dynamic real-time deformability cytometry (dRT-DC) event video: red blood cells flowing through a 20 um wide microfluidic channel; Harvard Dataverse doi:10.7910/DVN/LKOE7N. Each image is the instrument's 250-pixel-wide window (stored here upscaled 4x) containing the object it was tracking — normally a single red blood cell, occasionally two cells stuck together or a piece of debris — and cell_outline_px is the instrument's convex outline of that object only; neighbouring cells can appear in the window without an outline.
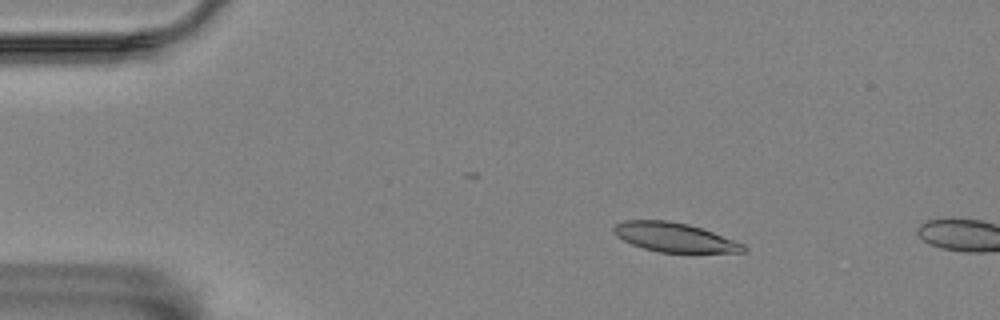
{"species": "Egyptian fruit bat (a non-hibernating species)", "species_latin": "Rousettus aegyptiacus", "temperature_condition": "room temperature", "stored_images_in_passage": 4, "camera_frame_rate_fps": 3000, "um_per_image_px": 0.085, "animal": {"sex": "female"}, "frame": {"image": 1, "passage_image": 3, "time_ms": 2.333, "image_size_px": [1000, 320], "cell_outline_px": [[748, 248], [744, 252], [660, 252], [644, 248], [632, 244], [616, 236], [612, 232], [612, 228], [616, 224], [624, 220], [668, 220], [688, 224], [712, 232], [744, 244]], "centroid_in_image_um": [57.29, 20.16], "position_along_channel_um": 27.7, "area_um2": 21.85}}